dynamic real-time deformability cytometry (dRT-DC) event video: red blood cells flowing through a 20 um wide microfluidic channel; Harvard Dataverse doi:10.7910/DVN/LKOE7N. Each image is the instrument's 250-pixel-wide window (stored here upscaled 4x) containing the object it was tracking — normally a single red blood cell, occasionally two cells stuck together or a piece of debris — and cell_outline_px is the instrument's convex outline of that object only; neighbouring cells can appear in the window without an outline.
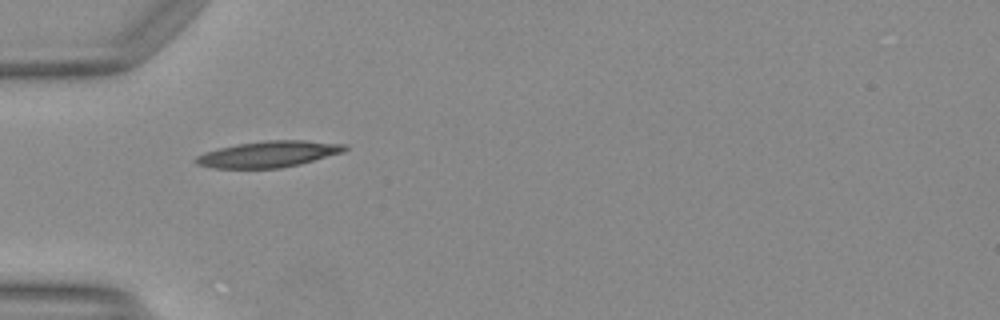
{"species": "Egyptian fruit bat (a non-hibernating species)", "species_latin": "Rousettus aegyptiacus", "temperature_condition": "warm", "stored_images_in_passage": 35, "camera_frame_rate_fps": 3000, "um_per_image_px": 0.085, "animal": {"sex": "female"}, "frame": {"image": 1, "passage_image": 1, "time_ms": 0.0, "image_size_px": [1000, 320], "cell_outline_px": [[348, 148], [344, 152], [300, 164], [280, 168], [212, 168], [196, 164], [192, 160], [196, 156], [204, 152], [236, 144], [268, 140], [304, 140], [348, 144]], "centroid_in_image_um": [22.83, 13.1], "position_along_channel_um": 62.2, "area_um2": 22.89}, "authors_computed_cell_mechanics": {"area_um2": 21.097, "velocity_mm_per_s": 4.1161, "shape_relaxation_time_tau1_ms": 9.0924, "shape_relaxation_time_tau2_ms": 4.8503, "deformation_change_tau1": 0.2654, "deformation_change_tau2": 0.1303}}